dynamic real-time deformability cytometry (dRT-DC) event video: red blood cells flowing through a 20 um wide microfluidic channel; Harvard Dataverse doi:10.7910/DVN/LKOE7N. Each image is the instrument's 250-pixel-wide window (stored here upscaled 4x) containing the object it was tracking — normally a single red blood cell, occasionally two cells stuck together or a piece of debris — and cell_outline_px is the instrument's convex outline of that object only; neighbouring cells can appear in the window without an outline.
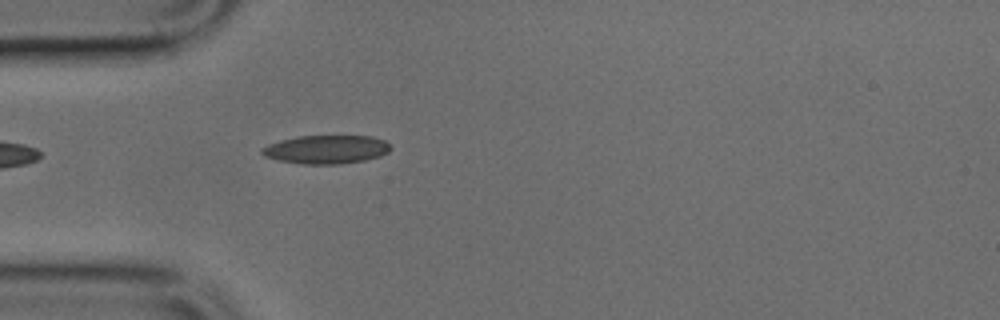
{"species": "common noctule bat (a hibernating species)", "species_latin": "Nyctalus noctula", "temperature_condition": "cold", "stored_images_in_passage": 4, "camera_frame_rate_fps": 3000, "um_per_image_px": 0.085, "animal": {"sex": "male", "body_mass_g": 17.9, "forearm_length_mm": 54.2}, "frame": {"image": 1, "passage_image": 4, "time_ms": 1.0, "image_size_px": [1000, 320], "cell_outline_px": [[392, 148], [388, 152], [380, 156], [364, 160], [340, 164], [300, 164], [276, 160], [264, 156], [260, 152], [260, 148], [268, 144], [280, 140], [296, 136], [372, 136], [384, 140]], "centroid_in_image_um": [27.69, 12.7], "position_along_channel_um": 57.3, "area_um2": 21.56}}